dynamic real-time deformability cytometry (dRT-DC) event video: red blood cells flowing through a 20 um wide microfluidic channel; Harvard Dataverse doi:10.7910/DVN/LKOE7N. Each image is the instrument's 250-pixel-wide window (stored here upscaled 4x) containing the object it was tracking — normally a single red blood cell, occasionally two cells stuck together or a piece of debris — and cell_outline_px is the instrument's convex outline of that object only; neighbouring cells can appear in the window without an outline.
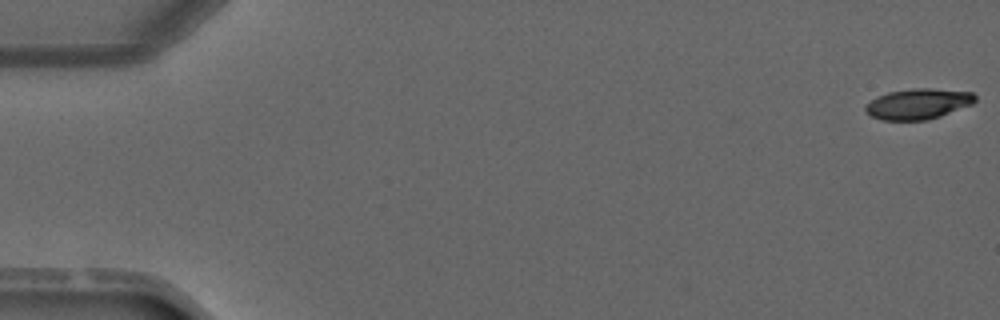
{"species": "common noctule bat (a hibernating species)", "species_latin": "Nyctalus noctula", "temperature_condition": "warm", "stored_images_in_passage": 4, "segment_of_instrument_passage": [1, 2], "camera_frame_rate_fps": 3000, "um_per_image_px": 0.085, "animal": {"sex": "male", "forearm_length_mm": 52.5}, "frame": {"image": 1, "passage_image": 1, "time_ms": 0.0, "image_size_px": [1000, 320], "cell_outline_px": [[976, 100], [972, 104], [940, 116], [928, 120], [880, 120], [872, 116], [864, 108], [876, 96], [888, 92], [916, 88], [928, 88], [972, 92], [976, 96]], "centroid_in_image_um": [78.05, 8.83], "position_along_channel_um": 6.9, "area_um2": 19.36}}
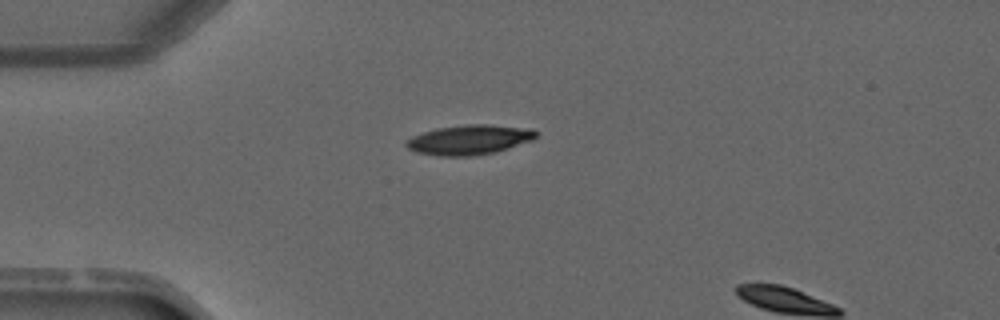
{"frame": {"image": 2, "passage_image": 3, "time_ms": 3.667, "image_size_px": [1000, 320], "cell_outline_px": [[536, 136], [532, 140], [496, 152], [472, 156], [440, 156], [416, 152], [408, 148], [404, 144], [412, 136], [436, 128], [464, 124], [488, 124], [532, 128], [536, 132]], "centroid_in_image_um": [39.89, 11.87], "position_along_channel_um": 45.1, "area_um2": 22.54}}